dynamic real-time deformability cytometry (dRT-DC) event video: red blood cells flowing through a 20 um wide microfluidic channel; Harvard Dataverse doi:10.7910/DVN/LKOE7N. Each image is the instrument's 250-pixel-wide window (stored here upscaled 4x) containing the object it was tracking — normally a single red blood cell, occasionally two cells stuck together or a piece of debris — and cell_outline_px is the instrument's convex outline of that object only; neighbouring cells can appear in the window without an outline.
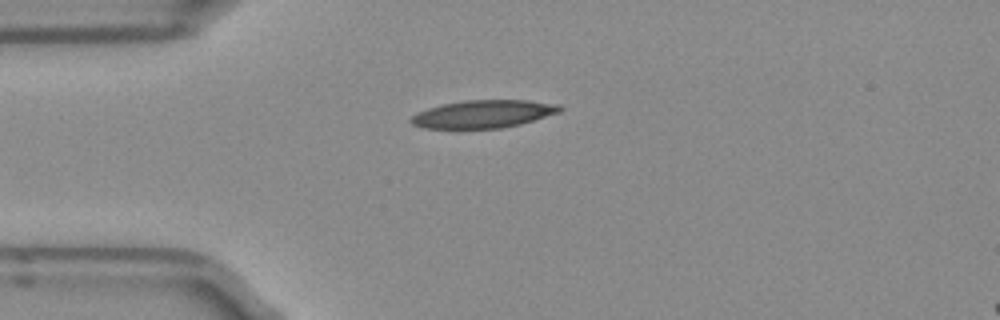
{"species": "Egyptian fruit bat (a non-hibernating species)", "species_latin": "Rousettus aegyptiacus", "temperature_condition": "room temperature", "stored_images_in_passage": 39, "camera_frame_rate_fps": 3000, "um_per_image_px": 0.085, "frame": {"image": 1, "passage_image": 1, "time_ms": 0.0, "image_size_px": [1000, 320], "cell_outline_px": [[564, 108], [560, 112], [520, 124], [500, 128], [424, 128], [412, 124], [408, 120], [416, 112], [428, 108], [444, 104], [464, 100], [528, 100], [560, 104]], "centroid_in_image_um": [41.09, 9.68], "position_along_channel_um": 43.9, "area_um2": 24.1}}
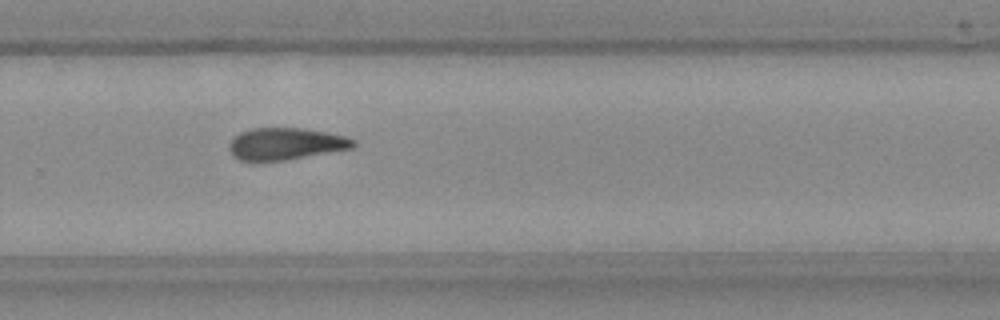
{"frame": {"image": 2, "passage_image": 22, "time_ms": 7.0, "image_size_px": [1000, 320], "cell_outline_px": [[356, 144], [352, 148], [284, 160], [240, 160], [232, 156], [228, 148], [228, 144], [240, 132], [252, 128], [304, 128], [328, 132], [344, 136], [356, 140]], "centroid_in_image_um": [24.28, 12.21], "position_along_channel_um": 305.5, "area_um2": 22.95}}
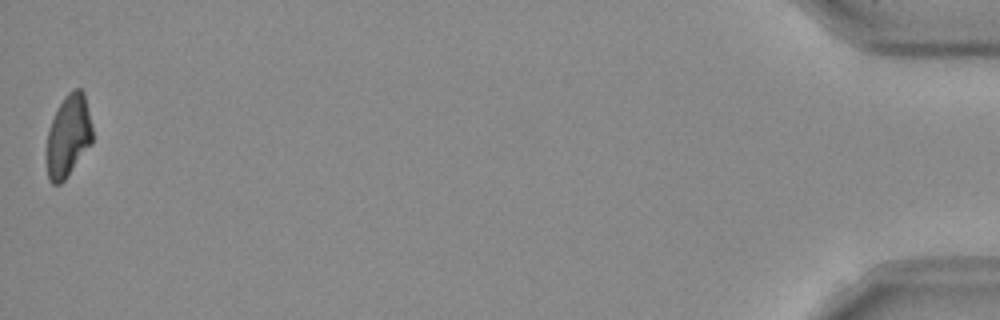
{"frame": {"image": 3, "passage_image": 39, "time_ms": 12.667, "image_size_px": [1000, 320], "cell_outline_px": [[92, 144], [64, 180], [60, 184], [52, 184], [48, 180], [48, 132], [52, 120], [64, 96], [72, 88], [80, 88], [84, 92], [92, 124]], "centroid_in_image_um": [5.84, 11.52], "position_along_channel_um": 429.4, "area_um2": 21.68}, "authors_computed_cell_mechanics": {"area_um2": 23.3512, "velocity_mm_per_s": 3.9647, "shape_relaxation_time_tau1_ms": 6.5539, "shape_relaxation_time_tau2_ms": 4.4172, "deformation_change_tau1": 0.1985, "deformation_change_tau2": 0.1459}}